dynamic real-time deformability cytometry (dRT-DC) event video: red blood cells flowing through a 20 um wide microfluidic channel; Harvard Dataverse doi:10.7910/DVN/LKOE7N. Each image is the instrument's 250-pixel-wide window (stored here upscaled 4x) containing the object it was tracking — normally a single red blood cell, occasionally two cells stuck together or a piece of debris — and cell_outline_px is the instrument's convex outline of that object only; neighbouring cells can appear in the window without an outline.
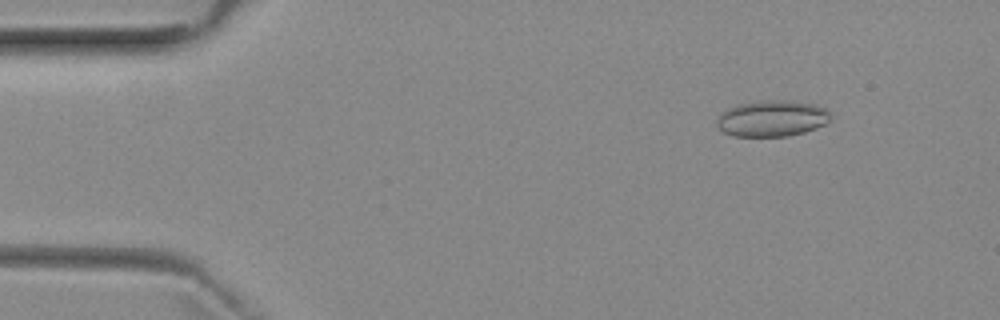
{"species": "common noctule bat (a hibernating species)", "species_latin": "Nyctalus noctula", "temperature_condition": "room temperature", "stored_images_in_passage": 8, "camera_frame_rate_fps": 3000, "um_per_image_px": 0.085, "animal": {"sex": "female", "body_mass_g": 29.2, "forearm_length_mm": 56.3}, "frame": {"image": 1, "passage_image": 2, "time_ms": 1.667, "image_size_px": [1000, 320], "cell_outline_px": [[832, 116], [824, 124], [816, 128], [804, 132], [788, 136], [732, 136], [716, 128], [716, 116], [720, 112], [728, 108], [740, 104], [772, 100], [788, 100], [816, 104], [828, 108]], "centroid_in_image_um": [65.61, 10.07], "position_along_channel_um": 19.4, "area_um2": 24.22}}
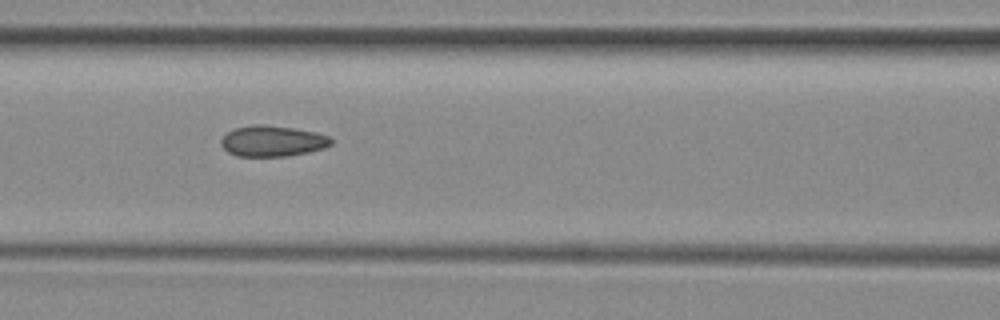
{"frame": {"image": 2, "passage_image": 6, "time_ms": 7.0, "image_size_px": [1000, 320], "cell_outline_px": [[332, 144], [324, 148], [308, 152], [288, 156], [236, 156], [228, 152], [220, 144], [220, 140], [228, 132], [236, 128], [252, 124], [264, 124], [292, 128], [312, 132], [328, 136], [332, 140]], "centroid_in_image_um": [23.13, 11.99], "position_along_channel_um": 143.5, "area_um2": 19.65}}
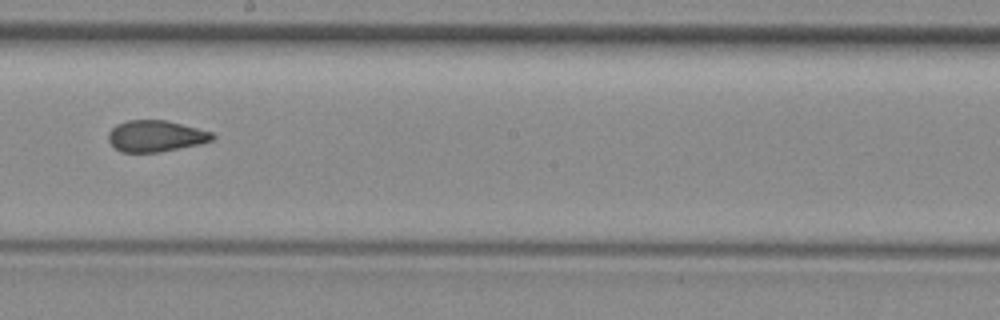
{"frame": {"image": 3, "passage_image": 8, "time_ms": 9.333, "image_size_px": [1000, 320], "cell_outline_px": [[216, 136], [212, 140], [200, 144], [160, 152], [120, 152], [108, 140], [108, 132], [116, 124], [128, 120], [164, 120], [212, 132]], "centroid_in_image_um": [13.22, 11.57], "position_along_channel_um": 235.0, "area_um2": 18.9}}